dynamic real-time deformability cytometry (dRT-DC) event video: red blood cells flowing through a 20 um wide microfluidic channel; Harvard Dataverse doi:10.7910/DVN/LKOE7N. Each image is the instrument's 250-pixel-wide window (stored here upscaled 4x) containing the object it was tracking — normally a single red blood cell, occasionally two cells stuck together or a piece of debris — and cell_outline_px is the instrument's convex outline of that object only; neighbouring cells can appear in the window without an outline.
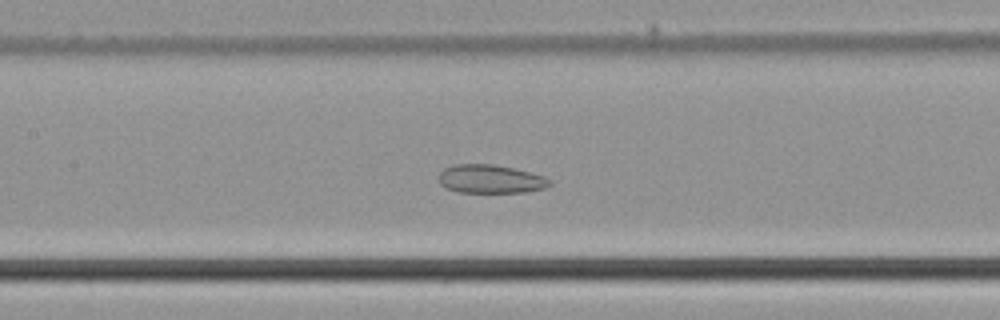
{"species": "common noctule bat (a hibernating species)", "species_latin": "Nyctalus noctula", "temperature_condition": "cold", "stored_images_in_passage": 50, "camera_frame_rate_fps": 3000, "um_per_image_px": 0.085, "animal": {"sex": "male", "body_mass_g": 21.5, "forearm_length_mm": 52.0}, "frame": {"image": 1, "passage_image": 22, "time_ms": 7.0, "image_size_px": [1000, 320], "cell_outline_px": [[552, 184], [544, 188], [528, 192], [456, 192], [440, 184], [440, 172], [444, 168], [456, 164], [492, 164], [512, 168], [544, 176], [552, 180]], "centroid_in_image_um": [41.71, 15.22], "position_along_channel_um": 165.7, "area_um2": 18.32}}
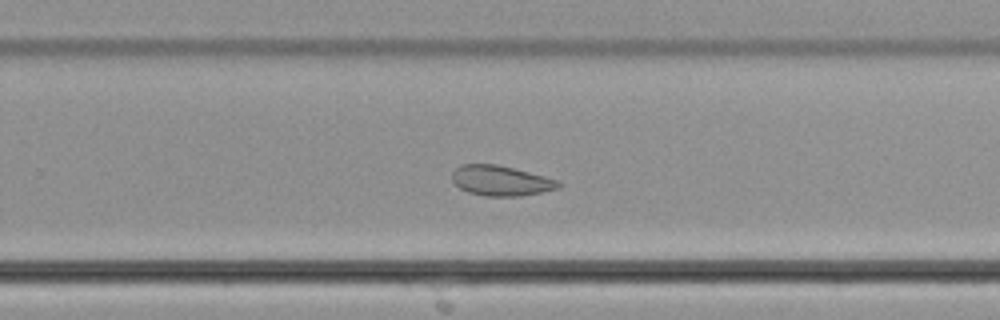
{"frame": {"image": 2, "passage_image": 31, "time_ms": 10.0, "image_size_px": [1000, 320], "cell_outline_px": [[560, 188], [544, 192], [520, 196], [484, 196], [468, 192], [460, 188], [452, 180], [452, 172], [460, 164], [496, 164], [544, 176], [556, 180], [560, 184]], "centroid_in_image_um": [42.55, 15.36], "position_along_channel_um": 287.2, "area_um2": 18.61}}
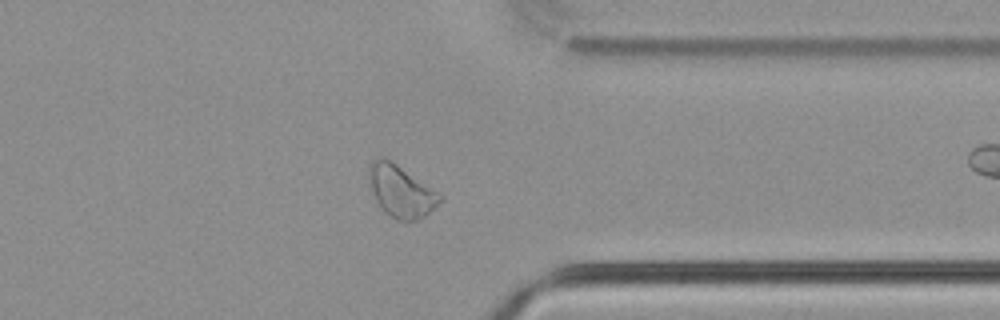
{"frame": {"image": 3, "passage_image": 38, "time_ms": 12.333, "image_size_px": [1000, 320], "cell_outline_px": [[444, 196], [424, 216], [416, 220], [396, 220], [384, 212], [376, 200], [372, 192], [368, 176], [368, 164], [376, 156], [380, 156], [392, 160]], "centroid_in_image_um": [34.03, 16.2], "position_along_channel_um": 377.4, "area_um2": 21.44}}